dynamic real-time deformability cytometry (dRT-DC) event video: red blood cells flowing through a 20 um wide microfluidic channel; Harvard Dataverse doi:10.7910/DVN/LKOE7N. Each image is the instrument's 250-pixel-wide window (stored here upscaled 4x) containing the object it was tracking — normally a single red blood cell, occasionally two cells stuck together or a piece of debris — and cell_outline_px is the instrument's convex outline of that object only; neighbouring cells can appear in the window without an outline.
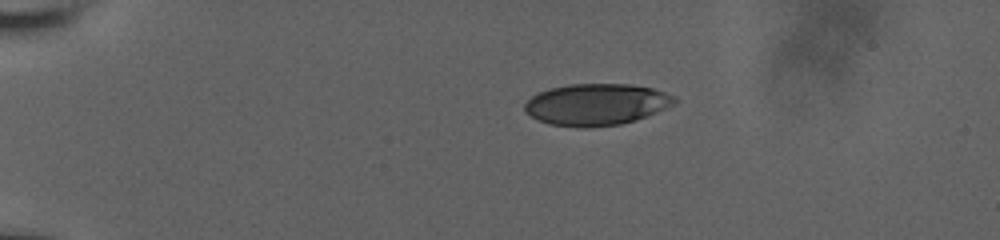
{"species": "human", "species_latin": "Homo sapiens", "temperature_condition": "room temperature", "stored_images_in_passage": 43, "camera_frame_rate_fps": 3000, "um_per_image_px": 0.085, "donor": {"sex": "male"}, "frame": {"image": 1, "passage_image": 1, "time_ms": 0.0, "image_size_px": [1000, 240], "cell_outline_px": [[676, 100], [672, 104], [656, 112], [636, 120], [620, 124], [588, 128], [580, 128], [548, 124], [524, 112], [524, 104], [532, 96], [540, 92], [552, 88], [572, 84], [632, 84], [652, 88], [676, 96]], "centroid_in_image_um": [50.68, 8.88], "position_along_channel_um": 34.3, "area_um2": 36.18}}
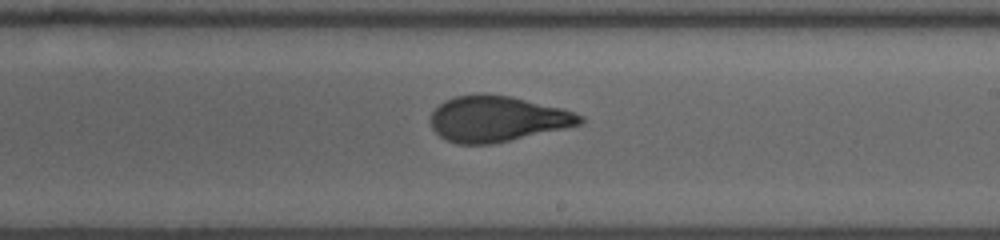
{"frame": {"image": 2, "passage_image": 23, "time_ms": 7.333, "image_size_px": [1000, 240], "cell_outline_px": [[584, 120], [580, 124], [564, 128], [492, 144], [456, 144], [444, 140], [432, 128], [432, 112], [444, 100], [456, 96], [484, 92], [512, 96], [560, 108], [584, 116]], "centroid_in_image_um": [42.23, 10.09], "position_along_channel_um": 246.8, "area_um2": 39.71}}
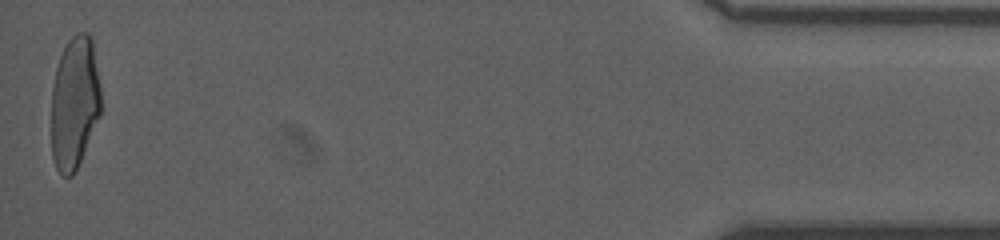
{"frame": {"image": 3, "passage_image": 43, "time_ms": 14.0, "image_size_px": [1000, 240], "cell_outline_px": [[100, 116], [76, 172], [72, 176], [60, 176], [56, 168], [52, 156], [52, 88], [56, 68], [60, 56], [68, 40], [76, 32], [88, 32], [92, 36], [100, 88]], "centroid_in_image_um": [6.34, 8.75], "position_along_channel_um": 428.9, "area_um2": 38.67}, "authors_computed_cell_mechanics": {"area_um2": 39.4196, "velocity_mm_per_s": 3.9347, "shape_relaxation_time_tau1_ms": 5.108, "shape_relaxation_time_tau2_ms": 0.7896, "deformation_change_tau1": 0.1847, "deformation_change_tau2": 0.0686}}